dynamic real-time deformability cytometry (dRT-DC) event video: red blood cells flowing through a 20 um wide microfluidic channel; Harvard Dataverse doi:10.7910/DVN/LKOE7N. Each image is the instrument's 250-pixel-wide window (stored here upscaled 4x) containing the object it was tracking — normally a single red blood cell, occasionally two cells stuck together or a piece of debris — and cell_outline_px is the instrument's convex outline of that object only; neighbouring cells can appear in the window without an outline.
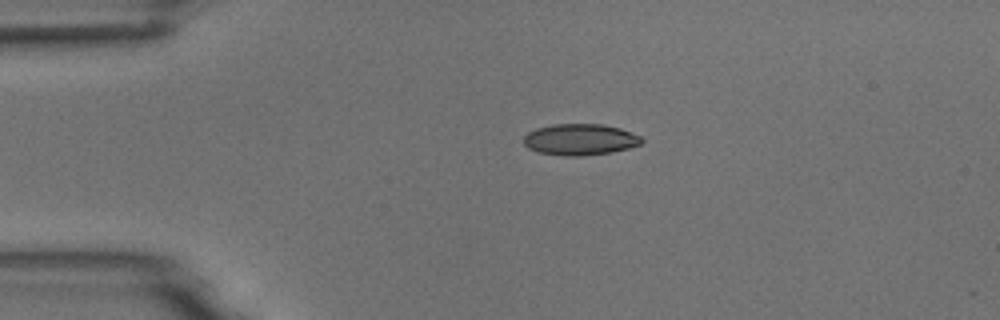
{"species": "common noctule bat (a hibernating species)", "species_latin": "Nyctalus noctula", "temperature_condition": "room temperature", "stored_images_in_passage": 2, "camera_frame_rate_fps": 3000, "um_per_image_px": 0.085, "animal": {"sex": "male", "body_mass_g": 18.8}, "frame": {"image": 1, "passage_image": 1, "time_ms": 0.0, "image_size_px": [1000, 320], "cell_outline_px": [[644, 140], [640, 144], [628, 148], [612, 152], [580, 156], [564, 156], [540, 152], [528, 148], [524, 144], [524, 136], [528, 132], [536, 128], [552, 124], [604, 124], [620, 128], [640, 136]], "centroid_in_image_um": [49.3, 11.85], "position_along_channel_um": 35.7, "area_um2": 21.5}}